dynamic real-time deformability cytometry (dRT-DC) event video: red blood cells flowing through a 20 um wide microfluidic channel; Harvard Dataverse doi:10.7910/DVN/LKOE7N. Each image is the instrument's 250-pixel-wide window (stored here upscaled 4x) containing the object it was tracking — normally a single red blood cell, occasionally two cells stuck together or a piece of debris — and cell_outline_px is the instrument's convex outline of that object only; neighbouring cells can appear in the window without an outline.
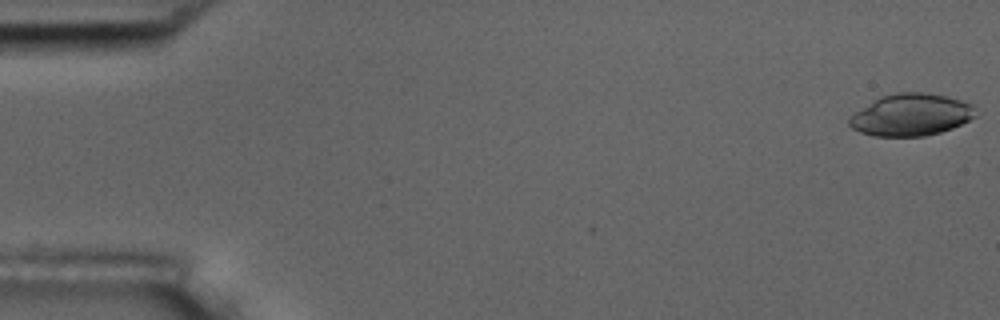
{"species": "common noctule bat (a hibernating species)", "species_latin": "Nyctalus noctula", "temperature_condition": "room temperature", "stored_images_in_passage": 9, "camera_frame_rate_fps": 3000, "um_per_image_px": 0.085, "animal": {"sex": "male", "body_mass_g": 17.5, "forearm_length_mm": 52.3}, "frame": {"image": 1, "passage_image": 1, "time_ms": 0.0, "image_size_px": [1000, 320], "cell_outline_px": [[976, 116], [952, 128], [940, 132], [924, 136], [876, 136], [860, 132], [852, 128], [848, 124], [848, 120], [856, 112], [880, 96], [896, 92], [924, 92], [944, 96], [960, 100], [972, 104]], "centroid_in_image_um": [77.43, 9.76], "position_along_channel_um": 7.6, "area_um2": 30.58}}